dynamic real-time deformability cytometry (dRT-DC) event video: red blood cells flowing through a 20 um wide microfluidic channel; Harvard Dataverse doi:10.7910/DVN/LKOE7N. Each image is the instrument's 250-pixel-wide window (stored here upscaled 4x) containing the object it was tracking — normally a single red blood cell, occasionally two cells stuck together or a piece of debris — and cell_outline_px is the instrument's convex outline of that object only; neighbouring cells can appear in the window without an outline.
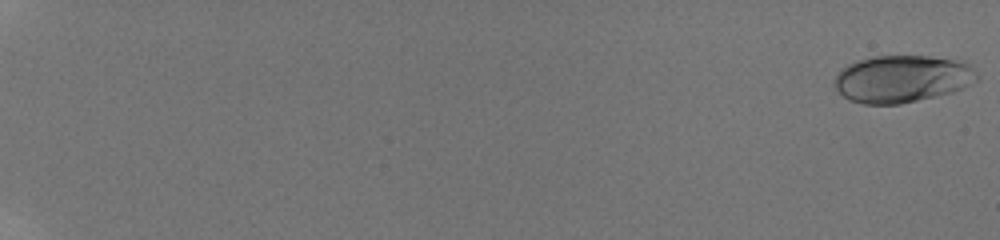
{"species": "human", "species_latin": "Homo sapiens", "temperature_condition": "room temperature", "stored_images_in_passage": 62, "camera_frame_rate_fps": 3000, "um_per_image_px": 0.085, "donor": {"sex": "male"}, "frame": {"image": 1, "passage_image": 1, "time_ms": 0.0, "image_size_px": [1000, 240], "cell_outline_px": [[980, 80], [952, 92], [936, 96], [900, 104], [864, 104], [848, 100], [836, 88], [836, 76], [848, 64], [856, 60], [872, 56], [928, 56], [956, 60], [968, 64], [980, 76]], "centroid_in_image_um": [76.7, 6.7], "position_along_channel_um": 8.3, "area_um2": 39.07}}
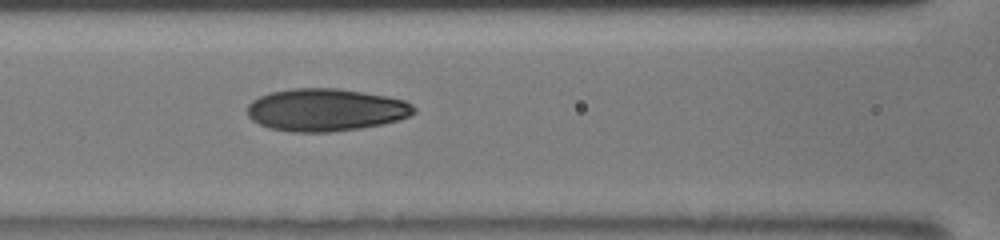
{"frame": {"image": 2, "passage_image": 32, "time_ms": 9.333, "image_size_px": [1000, 240], "cell_outline_px": [[416, 112], [400, 120], [360, 128], [332, 132], [292, 132], [268, 128], [252, 120], [248, 116], [248, 104], [252, 100], [260, 96], [272, 92], [292, 88], [336, 88], [388, 96], [404, 100], [412, 104], [416, 108]], "centroid_in_image_um": [27.69, 9.34], "position_along_channel_um": 138.9, "area_um2": 41.38}}
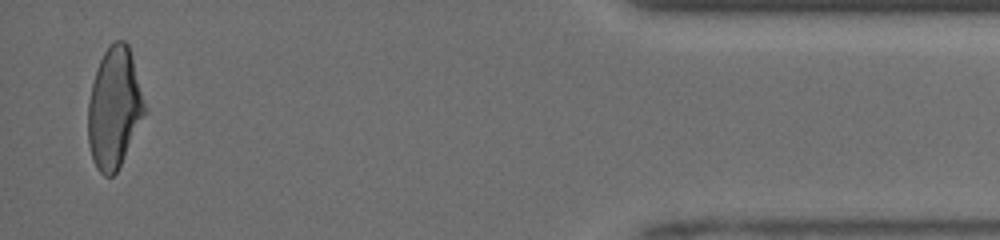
{"frame": {"image": 3, "passage_image": 61, "time_ms": 17.667, "image_size_px": [1000, 240], "cell_outline_px": [[144, 112], [120, 164], [116, 172], [112, 176], [104, 176], [96, 168], [92, 160], [88, 144], [88, 104], [92, 84], [100, 60], [104, 52], [116, 40], [124, 40], [128, 44], [144, 104]], "centroid_in_image_um": [9.65, 9.2], "position_along_channel_um": 425.5, "area_um2": 38.49}, "authors_computed_cell_mechanics": {"area_um2": 39.2462, "velocity_mm_per_s": 4.108, "shape_relaxation_time_tau1_ms": 6.2002, "shape_relaxation_time_tau2_ms": 1.3405, "deformation_change_tau1": 0.1992, "deformation_change_tau2": 0.0671}}